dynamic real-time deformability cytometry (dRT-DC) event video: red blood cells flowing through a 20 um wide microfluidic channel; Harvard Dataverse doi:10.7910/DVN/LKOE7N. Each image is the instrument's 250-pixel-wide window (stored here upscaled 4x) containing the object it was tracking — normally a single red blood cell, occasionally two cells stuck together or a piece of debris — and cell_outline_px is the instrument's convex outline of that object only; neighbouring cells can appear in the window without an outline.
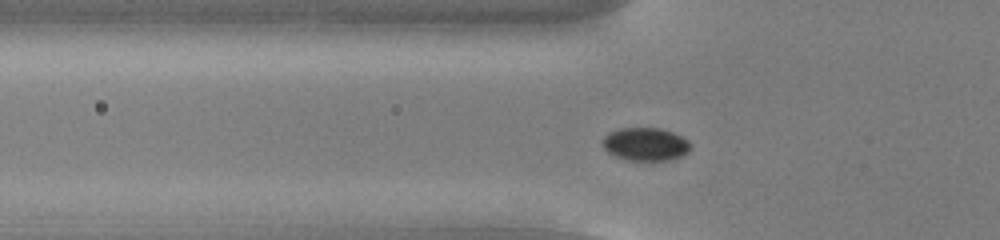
{"species": "common noctule bat (a hibernating species)", "species_latin": "Nyctalus noctula", "temperature_condition": "cold", "stored_images_in_passage": 48, "camera_frame_rate_fps": 3000, "um_per_image_px": 0.085, "animal": {"sex": "male", "body_mass_g": 13.0, "forearm_length_mm": 53.1}, "frame": {"image": 1, "passage_image": 12, "time_ms": 3.667, "image_size_px": [1000, 240], "cell_outline_px": [[692, 144], [688, 152], [684, 156], [668, 160], [628, 160], [616, 156], [608, 152], [604, 148], [604, 136], [608, 132], [620, 128], [660, 128], [672, 132], [688, 140]], "centroid_in_image_um": [54.9, 12.25], "position_along_channel_um": 70.9, "area_um2": 16.94}}
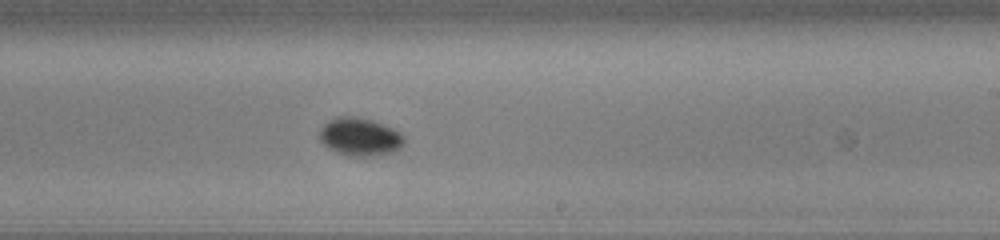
{"frame": {"image": 2, "passage_image": 27, "time_ms": 8.667, "image_size_px": [1000, 240], "cell_outline_px": [[404, 144], [400, 148], [392, 152], [372, 156], [348, 156], [336, 152], [328, 148], [320, 140], [320, 128], [328, 120], [336, 116], [352, 116], [372, 120], [384, 124], [400, 132], [404, 136]], "centroid_in_image_um": [30.58, 11.62], "position_along_channel_um": 258.4, "area_um2": 18.84}}
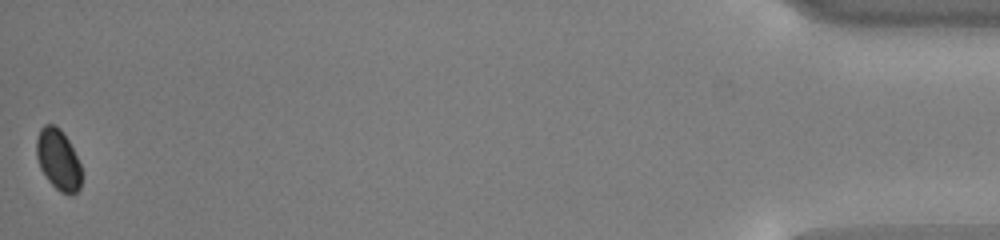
{"frame": {"image": 3, "passage_image": 48, "time_ms": 15.667, "image_size_px": [1000, 240], "cell_outline_px": [[84, 176], [80, 188], [72, 196], [60, 192], [48, 180], [40, 168], [36, 156], [36, 140], [40, 128], [44, 124], [56, 124], [64, 132], [80, 164]], "centroid_in_image_um": [4.97, 13.58], "position_along_channel_um": 430.2, "area_um2": 16.36}, "authors_computed_cell_mechanics": {"area_um2": 16.9643, "velocity_mm_per_s": 3.7686, "shape_relaxation_time_tau1_ms": 1.5059, "shape_relaxation_time_tau2_ms": null, "deformation_change_tau1": 0.0438, "deformation_change_tau2": null}}